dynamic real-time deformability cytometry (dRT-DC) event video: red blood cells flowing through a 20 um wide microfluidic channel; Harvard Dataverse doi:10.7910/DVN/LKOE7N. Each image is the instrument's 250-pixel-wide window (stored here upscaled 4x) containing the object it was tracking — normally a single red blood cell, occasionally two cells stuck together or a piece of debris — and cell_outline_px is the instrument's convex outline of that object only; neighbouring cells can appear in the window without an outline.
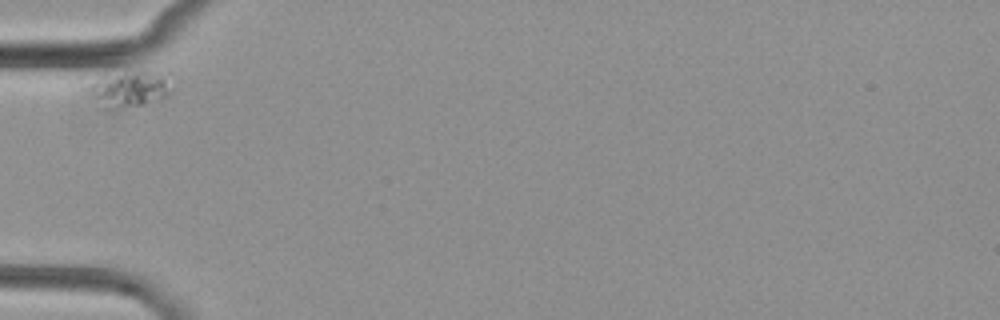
{"species": "common noctule bat (a hibernating species)", "species_latin": "Nyctalus noctula", "temperature_condition": "cold", "stored_images_in_passage": 3, "camera_frame_rate_fps": 3000, "um_per_image_px": 0.085, "animal": {"sex": "female", "body_mass_g": 29.2, "forearm_length_mm": 56.3}, "frame": {"image": 1, "passage_image": 1, "time_ms": 0.0, "image_size_px": [1000, 320], "cell_outline_px": [[172, 92], [160, 104], [120, 108], [96, 108], [88, 88], [92, 84], [104, 76], [124, 72], [168, 72], [172, 88]], "centroid_in_image_um": [11.13, 7.63], "position_along_channel_um": 73.9, "area_um2": 18.21}}
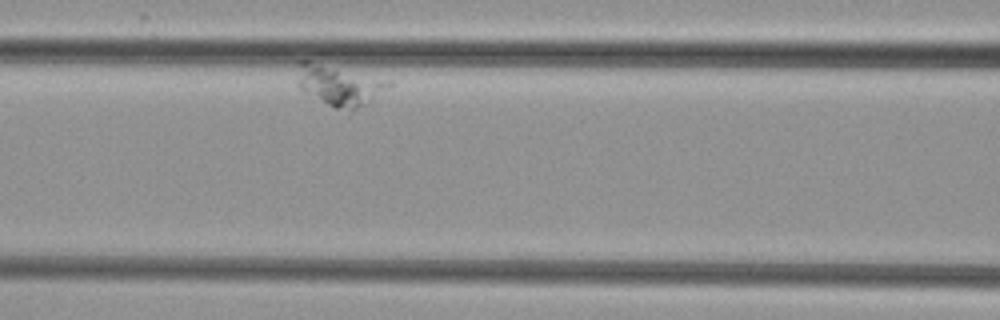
{"frame": {"image": 2, "passage_image": 3, "time_ms": 2.333, "image_size_px": [1000, 320], "cell_outline_px": [[392, 84], [388, 88], [368, 104], [352, 112], [332, 108], [304, 92], [296, 84], [296, 80], [300, 60], [308, 60], [392, 80]], "centroid_in_image_um": [28.85, 7.27], "position_along_channel_um": 137.7, "area_um2": 22.08}}